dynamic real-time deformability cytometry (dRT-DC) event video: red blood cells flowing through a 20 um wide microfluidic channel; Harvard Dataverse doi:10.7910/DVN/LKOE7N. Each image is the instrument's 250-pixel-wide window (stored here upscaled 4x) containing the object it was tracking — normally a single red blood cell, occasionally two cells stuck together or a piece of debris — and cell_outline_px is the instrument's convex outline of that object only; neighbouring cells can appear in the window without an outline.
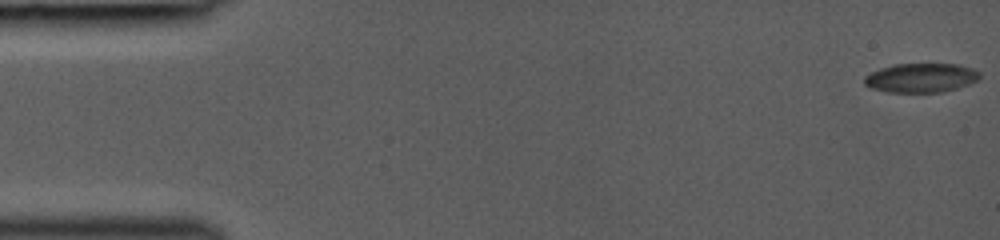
{"species": "common noctule bat (a hibernating species)", "species_latin": "Nyctalus noctula", "temperature_condition": "room temperature", "stored_images_in_passage": 45, "camera_frame_rate_fps": 3000, "um_per_image_px": 0.085, "animal": {"sex": "female", "body_mass_g": 19.0, "forearm_length_mm": 53.3}, "frame": {"image": 1, "passage_image": 1, "time_ms": 0.0, "image_size_px": [1000, 240], "cell_outline_px": [[980, 76], [976, 80], [968, 84], [944, 92], [888, 92], [872, 88], [864, 84], [864, 76], [880, 68], [892, 64], [960, 64], [972, 68], [980, 72]], "centroid_in_image_um": [78.28, 6.61], "position_along_channel_um": 6.7, "area_um2": 19.59}}
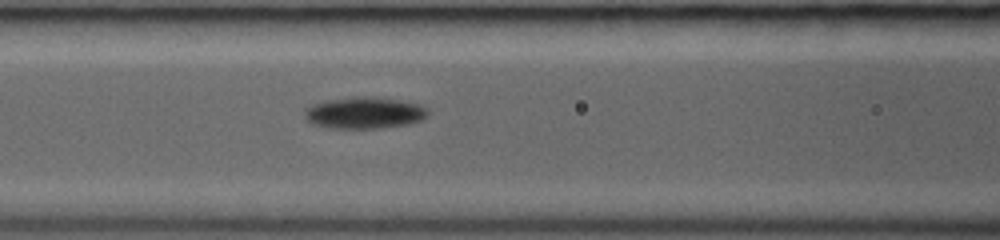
{"frame": {"image": 2, "passage_image": 20, "time_ms": 6.333, "image_size_px": [1000, 240], "cell_outline_px": [[428, 116], [420, 120], [408, 124], [380, 128], [328, 128], [312, 124], [304, 116], [304, 112], [312, 104], [324, 100], [352, 96], [372, 96], [400, 100], [420, 104], [428, 108]], "centroid_in_image_um": [30.97, 9.58], "position_along_channel_um": 135.6, "area_um2": 23.0}}
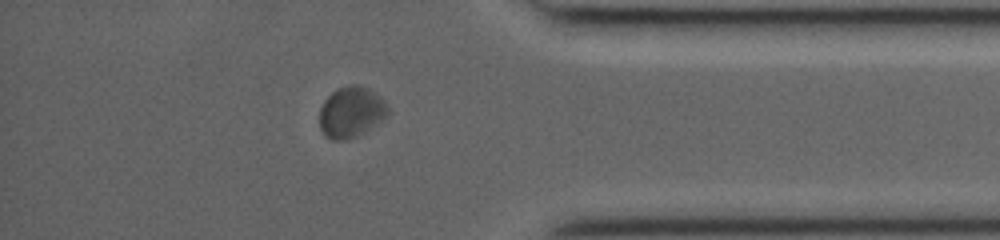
{"frame": {"image": 3, "passage_image": 39, "time_ms": 12.667, "image_size_px": [1000, 240], "cell_outline_px": [[388, 116], [364, 132], [356, 136], [340, 140], [332, 140], [324, 136], [320, 128], [320, 108], [324, 100], [336, 88], [352, 84], [356, 84], [368, 88], [376, 92], [384, 100], [388, 108]], "centroid_in_image_um": [29.84, 9.51], "position_along_channel_um": 405.4, "area_um2": 20.35}}